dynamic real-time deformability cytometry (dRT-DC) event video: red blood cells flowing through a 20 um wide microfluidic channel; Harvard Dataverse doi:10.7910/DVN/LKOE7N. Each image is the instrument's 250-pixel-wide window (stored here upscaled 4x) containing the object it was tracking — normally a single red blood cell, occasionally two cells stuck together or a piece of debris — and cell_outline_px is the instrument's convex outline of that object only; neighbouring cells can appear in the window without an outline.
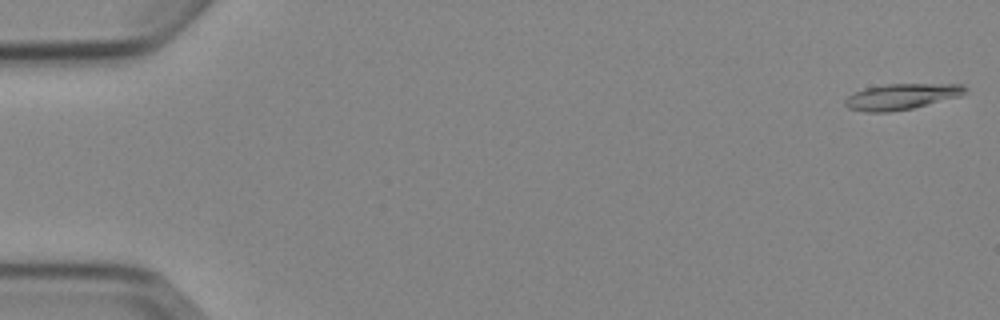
{"species": "Egyptian fruit bat (a non-hibernating species)", "species_latin": "Rousettus aegyptiacus", "temperature_condition": "cold", "stored_images_in_passage": 7, "camera_frame_rate_fps": 3000, "um_per_image_px": 0.085, "animal": {"sex": "female"}, "frame": {"image": 1, "passage_image": 1, "time_ms": 0.0, "image_size_px": [1000, 320], "cell_outline_px": [[968, 92], [960, 96], [912, 108], [888, 112], [864, 112], [848, 108], [844, 104], [844, 100], [848, 96], [864, 88], [884, 84], [964, 84], [968, 88]], "centroid_in_image_um": [76.64, 8.2], "position_along_channel_um": 8.4, "area_um2": 18.15}}
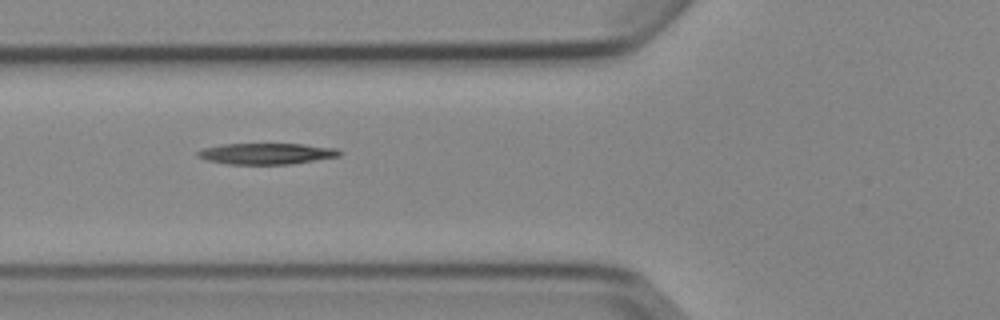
{"frame": {"image": 2, "passage_image": 6, "time_ms": 6.333, "image_size_px": [1000, 320], "cell_outline_px": [[344, 152], [340, 156], [288, 164], [228, 164], [208, 160], [196, 156], [196, 152], [204, 148], [220, 144], [304, 144], [336, 148]], "centroid_in_image_um": [22.66, 13.05], "position_along_channel_um": 103.1, "area_um2": 17.4}}
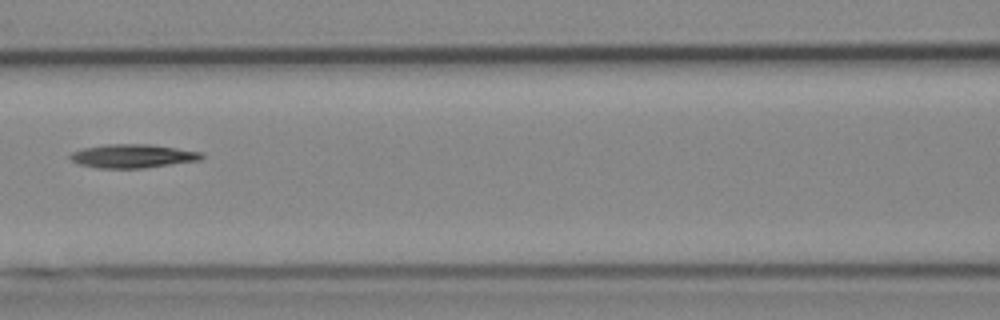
{"frame": {"image": 3, "passage_image": 7, "time_ms": 7.667, "image_size_px": [1000, 320], "cell_outline_px": [[204, 156], [200, 160], [144, 168], [100, 168], [80, 164], [72, 160], [68, 156], [72, 152], [84, 148], [108, 144], [148, 144], [204, 152]], "centroid_in_image_um": [11.31, 13.26], "position_along_channel_um": 155.3, "area_um2": 17.98}}